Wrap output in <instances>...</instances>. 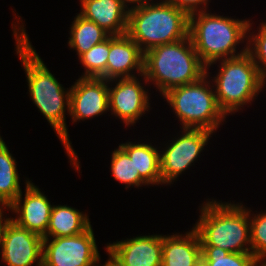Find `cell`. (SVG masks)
<instances>
[{
    "mask_svg": "<svg viewBox=\"0 0 266 266\" xmlns=\"http://www.w3.org/2000/svg\"><path fill=\"white\" fill-rule=\"evenodd\" d=\"M176 134L172 140H168L170 143L164 142L162 145L165 147L160 150L161 177L164 186H171L186 170L194 166L215 133L205 129L181 128Z\"/></svg>",
    "mask_w": 266,
    "mask_h": 266,
    "instance_id": "ba28073f",
    "label": "cell"
},
{
    "mask_svg": "<svg viewBox=\"0 0 266 266\" xmlns=\"http://www.w3.org/2000/svg\"><path fill=\"white\" fill-rule=\"evenodd\" d=\"M88 212L67 205H53L44 238L74 236L91 227Z\"/></svg>",
    "mask_w": 266,
    "mask_h": 266,
    "instance_id": "d6986e66",
    "label": "cell"
},
{
    "mask_svg": "<svg viewBox=\"0 0 266 266\" xmlns=\"http://www.w3.org/2000/svg\"><path fill=\"white\" fill-rule=\"evenodd\" d=\"M129 7L127 0H80L79 14L110 35H123L127 33Z\"/></svg>",
    "mask_w": 266,
    "mask_h": 266,
    "instance_id": "2e32d148",
    "label": "cell"
},
{
    "mask_svg": "<svg viewBox=\"0 0 266 266\" xmlns=\"http://www.w3.org/2000/svg\"><path fill=\"white\" fill-rule=\"evenodd\" d=\"M6 209H7V211H10V206L0 205V246H1L4 228H5L6 224L8 223V221L11 219V218H9V216L7 217L6 212H4V211H6ZM3 213H5L6 215Z\"/></svg>",
    "mask_w": 266,
    "mask_h": 266,
    "instance_id": "83f0119b",
    "label": "cell"
},
{
    "mask_svg": "<svg viewBox=\"0 0 266 266\" xmlns=\"http://www.w3.org/2000/svg\"><path fill=\"white\" fill-rule=\"evenodd\" d=\"M130 4L127 35L143 53L189 36V15L158 0Z\"/></svg>",
    "mask_w": 266,
    "mask_h": 266,
    "instance_id": "5b68a950",
    "label": "cell"
},
{
    "mask_svg": "<svg viewBox=\"0 0 266 266\" xmlns=\"http://www.w3.org/2000/svg\"><path fill=\"white\" fill-rule=\"evenodd\" d=\"M249 220L252 254L262 264L266 262V210L254 213L249 208Z\"/></svg>",
    "mask_w": 266,
    "mask_h": 266,
    "instance_id": "d4e9b609",
    "label": "cell"
},
{
    "mask_svg": "<svg viewBox=\"0 0 266 266\" xmlns=\"http://www.w3.org/2000/svg\"><path fill=\"white\" fill-rule=\"evenodd\" d=\"M109 54V37L96 44L79 58L80 65L84 67L83 78H102L106 80V67Z\"/></svg>",
    "mask_w": 266,
    "mask_h": 266,
    "instance_id": "cb8c5ba5",
    "label": "cell"
},
{
    "mask_svg": "<svg viewBox=\"0 0 266 266\" xmlns=\"http://www.w3.org/2000/svg\"><path fill=\"white\" fill-rule=\"evenodd\" d=\"M104 249L123 266H162L163 235H137L107 243Z\"/></svg>",
    "mask_w": 266,
    "mask_h": 266,
    "instance_id": "5bb4252c",
    "label": "cell"
},
{
    "mask_svg": "<svg viewBox=\"0 0 266 266\" xmlns=\"http://www.w3.org/2000/svg\"><path fill=\"white\" fill-rule=\"evenodd\" d=\"M12 24L13 38L15 39V51L22 62L23 70L28 85V91L32 102L38 111L46 118L51 128L56 133L75 172H80L79 156L72 147L66 115L69 114L71 87L64 88L51 73L49 68L36 52L26 33V27L21 16L15 13ZM18 18V19H17ZM21 22V23H20ZM67 112V113H66Z\"/></svg>",
    "mask_w": 266,
    "mask_h": 266,
    "instance_id": "6da1fadb",
    "label": "cell"
},
{
    "mask_svg": "<svg viewBox=\"0 0 266 266\" xmlns=\"http://www.w3.org/2000/svg\"><path fill=\"white\" fill-rule=\"evenodd\" d=\"M265 28H266V20L263 22H260Z\"/></svg>",
    "mask_w": 266,
    "mask_h": 266,
    "instance_id": "4dcf8cb0",
    "label": "cell"
},
{
    "mask_svg": "<svg viewBox=\"0 0 266 266\" xmlns=\"http://www.w3.org/2000/svg\"><path fill=\"white\" fill-rule=\"evenodd\" d=\"M264 87H266V75L264 77Z\"/></svg>",
    "mask_w": 266,
    "mask_h": 266,
    "instance_id": "1f68e13d",
    "label": "cell"
},
{
    "mask_svg": "<svg viewBox=\"0 0 266 266\" xmlns=\"http://www.w3.org/2000/svg\"><path fill=\"white\" fill-rule=\"evenodd\" d=\"M130 4L142 2V1H151V0H127Z\"/></svg>",
    "mask_w": 266,
    "mask_h": 266,
    "instance_id": "f546056e",
    "label": "cell"
},
{
    "mask_svg": "<svg viewBox=\"0 0 266 266\" xmlns=\"http://www.w3.org/2000/svg\"><path fill=\"white\" fill-rule=\"evenodd\" d=\"M199 207V219L193 228L201 246H215L229 253H252L248 207L214 198H207Z\"/></svg>",
    "mask_w": 266,
    "mask_h": 266,
    "instance_id": "7a4b0ae2",
    "label": "cell"
},
{
    "mask_svg": "<svg viewBox=\"0 0 266 266\" xmlns=\"http://www.w3.org/2000/svg\"><path fill=\"white\" fill-rule=\"evenodd\" d=\"M216 63L219 65L211 77L217 103L226 116L235 114L245 105L253 103L264 90V76L246 52L237 57L221 59L206 66V71Z\"/></svg>",
    "mask_w": 266,
    "mask_h": 266,
    "instance_id": "8992f818",
    "label": "cell"
},
{
    "mask_svg": "<svg viewBox=\"0 0 266 266\" xmlns=\"http://www.w3.org/2000/svg\"><path fill=\"white\" fill-rule=\"evenodd\" d=\"M260 266H266V262H265V263H262V264H260Z\"/></svg>",
    "mask_w": 266,
    "mask_h": 266,
    "instance_id": "d6a6232c",
    "label": "cell"
},
{
    "mask_svg": "<svg viewBox=\"0 0 266 266\" xmlns=\"http://www.w3.org/2000/svg\"><path fill=\"white\" fill-rule=\"evenodd\" d=\"M201 248V266H260L252 253H229L215 246Z\"/></svg>",
    "mask_w": 266,
    "mask_h": 266,
    "instance_id": "603a6c76",
    "label": "cell"
},
{
    "mask_svg": "<svg viewBox=\"0 0 266 266\" xmlns=\"http://www.w3.org/2000/svg\"><path fill=\"white\" fill-rule=\"evenodd\" d=\"M42 253L43 237L10 219L3 231L1 262L7 266H42Z\"/></svg>",
    "mask_w": 266,
    "mask_h": 266,
    "instance_id": "8fae6325",
    "label": "cell"
},
{
    "mask_svg": "<svg viewBox=\"0 0 266 266\" xmlns=\"http://www.w3.org/2000/svg\"><path fill=\"white\" fill-rule=\"evenodd\" d=\"M16 158L0 137V205L10 206L22 192Z\"/></svg>",
    "mask_w": 266,
    "mask_h": 266,
    "instance_id": "44dd1931",
    "label": "cell"
},
{
    "mask_svg": "<svg viewBox=\"0 0 266 266\" xmlns=\"http://www.w3.org/2000/svg\"><path fill=\"white\" fill-rule=\"evenodd\" d=\"M143 73L144 53L140 47L127 34L110 35L106 80L131 78Z\"/></svg>",
    "mask_w": 266,
    "mask_h": 266,
    "instance_id": "9a60e30c",
    "label": "cell"
},
{
    "mask_svg": "<svg viewBox=\"0 0 266 266\" xmlns=\"http://www.w3.org/2000/svg\"><path fill=\"white\" fill-rule=\"evenodd\" d=\"M73 83L69 104V116L73 124L109 112L108 80L78 77Z\"/></svg>",
    "mask_w": 266,
    "mask_h": 266,
    "instance_id": "7c38bea8",
    "label": "cell"
},
{
    "mask_svg": "<svg viewBox=\"0 0 266 266\" xmlns=\"http://www.w3.org/2000/svg\"><path fill=\"white\" fill-rule=\"evenodd\" d=\"M139 140L127 141L120 143L119 146L129 155L134 161L136 172H139L140 177L149 185L156 187L162 185L161 163H160V148L156 147L150 141ZM137 142V143H136Z\"/></svg>",
    "mask_w": 266,
    "mask_h": 266,
    "instance_id": "ac0fdd59",
    "label": "cell"
},
{
    "mask_svg": "<svg viewBox=\"0 0 266 266\" xmlns=\"http://www.w3.org/2000/svg\"><path fill=\"white\" fill-rule=\"evenodd\" d=\"M253 22L250 19L248 25L247 52L252 56L253 62L260 73L266 75V28L260 23L257 31L252 30ZM252 30V32H251Z\"/></svg>",
    "mask_w": 266,
    "mask_h": 266,
    "instance_id": "484cf974",
    "label": "cell"
},
{
    "mask_svg": "<svg viewBox=\"0 0 266 266\" xmlns=\"http://www.w3.org/2000/svg\"><path fill=\"white\" fill-rule=\"evenodd\" d=\"M249 22L250 19H235L210 11L196 12L189 15V37L199 58L208 66L247 52ZM243 43L244 47L237 49Z\"/></svg>",
    "mask_w": 266,
    "mask_h": 266,
    "instance_id": "3957f363",
    "label": "cell"
},
{
    "mask_svg": "<svg viewBox=\"0 0 266 266\" xmlns=\"http://www.w3.org/2000/svg\"><path fill=\"white\" fill-rule=\"evenodd\" d=\"M210 76L211 72L206 71L200 80L177 86L162 95L180 122V128L205 129L217 133L220 125L226 122L227 116L217 103Z\"/></svg>",
    "mask_w": 266,
    "mask_h": 266,
    "instance_id": "52a82bcc",
    "label": "cell"
},
{
    "mask_svg": "<svg viewBox=\"0 0 266 266\" xmlns=\"http://www.w3.org/2000/svg\"><path fill=\"white\" fill-rule=\"evenodd\" d=\"M70 26V31H68L70 37L67 44L69 49L76 52L78 58L110 36L95 22L84 18L79 13L74 17Z\"/></svg>",
    "mask_w": 266,
    "mask_h": 266,
    "instance_id": "ffe728a7",
    "label": "cell"
},
{
    "mask_svg": "<svg viewBox=\"0 0 266 266\" xmlns=\"http://www.w3.org/2000/svg\"><path fill=\"white\" fill-rule=\"evenodd\" d=\"M144 76L161 97L177 86L191 84L206 75L191 38L159 45L144 53Z\"/></svg>",
    "mask_w": 266,
    "mask_h": 266,
    "instance_id": "277c9868",
    "label": "cell"
},
{
    "mask_svg": "<svg viewBox=\"0 0 266 266\" xmlns=\"http://www.w3.org/2000/svg\"><path fill=\"white\" fill-rule=\"evenodd\" d=\"M110 171L113 178L121 184L125 185L126 189L139 188L149 186L136 172L134 161L129 155L120 147L114 149L111 153Z\"/></svg>",
    "mask_w": 266,
    "mask_h": 266,
    "instance_id": "7402d4cb",
    "label": "cell"
},
{
    "mask_svg": "<svg viewBox=\"0 0 266 266\" xmlns=\"http://www.w3.org/2000/svg\"><path fill=\"white\" fill-rule=\"evenodd\" d=\"M190 230L163 234L162 266H201L200 238L193 227Z\"/></svg>",
    "mask_w": 266,
    "mask_h": 266,
    "instance_id": "e0dca14e",
    "label": "cell"
},
{
    "mask_svg": "<svg viewBox=\"0 0 266 266\" xmlns=\"http://www.w3.org/2000/svg\"><path fill=\"white\" fill-rule=\"evenodd\" d=\"M108 258L105 263L101 264V258H99L96 266H123L119 261H117L107 250L105 251Z\"/></svg>",
    "mask_w": 266,
    "mask_h": 266,
    "instance_id": "f1b7e54d",
    "label": "cell"
},
{
    "mask_svg": "<svg viewBox=\"0 0 266 266\" xmlns=\"http://www.w3.org/2000/svg\"><path fill=\"white\" fill-rule=\"evenodd\" d=\"M158 2L175 6L191 15L196 12L209 11L211 0H159Z\"/></svg>",
    "mask_w": 266,
    "mask_h": 266,
    "instance_id": "4316f807",
    "label": "cell"
},
{
    "mask_svg": "<svg viewBox=\"0 0 266 266\" xmlns=\"http://www.w3.org/2000/svg\"><path fill=\"white\" fill-rule=\"evenodd\" d=\"M100 257L92 226L74 236L43 238L42 266H96Z\"/></svg>",
    "mask_w": 266,
    "mask_h": 266,
    "instance_id": "30bf717a",
    "label": "cell"
},
{
    "mask_svg": "<svg viewBox=\"0 0 266 266\" xmlns=\"http://www.w3.org/2000/svg\"><path fill=\"white\" fill-rule=\"evenodd\" d=\"M24 181V198H22L23 193L21 192L10 205V212L15 213V217L10 216V218L18 226L44 238L53 204L47 198L48 195L46 196L31 180L26 178Z\"/></svg>",
    "mask_w": 266,
    "mask_h": 266,
    "instance_id": "4fadbf2b",
    "label": "cell"
},
{
    "mask_svg": "<svg viewBox=\"0 0 266 266\" xmlns=\"http://www.w3.org/2000/svg\"><path fill=\"white\" fill-rule=\"evenodd\" d=\"M143 84L149 87L144 74L108 80L109 113L121 119L125 127H134L151 110V93Z\"/></svg>",
    "mask_w": 266,
    "mask_h": 266,
    "instance_id": "9c48e42d",
    "label": "cell"
}]
</instances>
